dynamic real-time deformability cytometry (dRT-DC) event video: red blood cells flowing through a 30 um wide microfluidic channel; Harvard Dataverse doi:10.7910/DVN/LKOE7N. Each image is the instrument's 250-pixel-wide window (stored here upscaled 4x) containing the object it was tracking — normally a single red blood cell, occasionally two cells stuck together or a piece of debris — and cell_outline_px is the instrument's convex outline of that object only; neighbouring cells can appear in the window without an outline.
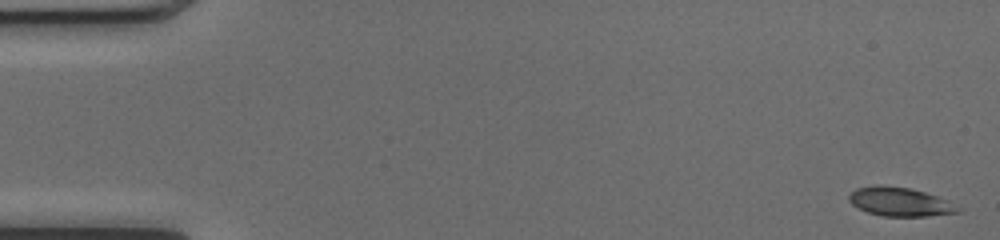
{"species": "common noctule bat (a hibernating species)", "species_latin": "Nyctalus noctula", "temperature_condition": "cold", "stored_images_in_passage": 50, "camera_frame_rate_fps": 3000, "um_per_image_px": 0.085, "animal": {"sex": "female", "body_mass_g": 17.0, "forearm_length_mm": 48.0}, "frame": {"image": 1, "passage_image": 1, "time_ms": 0.0, "image_size_px": [1000, 240], "cell_outline_px": [[960, 212], [928, 216], [884, 216], [868, 212], [852, 204], [848, 200], [848, 196], [856, 188], [876, 184], [880, 184], [908, 188], [924, 192], [936, 196], [960, 208]], "centroid_in_image_um": [76.44, 17.14], "position_along_channel_um": 8.6, "area_um2": 18.03}}
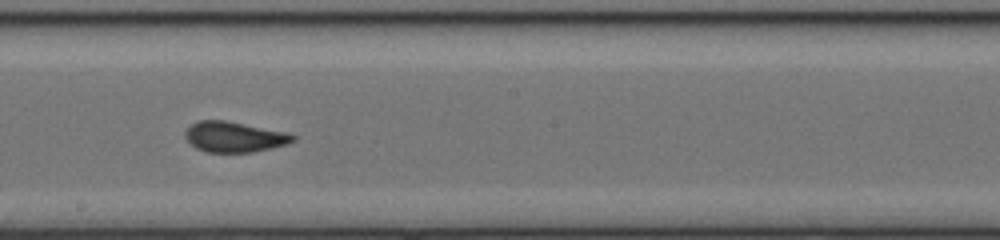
{"frame": {"image": 2, "passage_image": 28, "time_ms": 9.0, "image_size_px": [1000, 240], "cell_outline_px": [[296, 140], [288, 144], [272, 148], [252, 152], [208, 152], [196, 148], [184, 136], [184, 132], [192, 124], [200, 120], [224, 120], [288, 132], [296, 136]], "centroid_in_image_um": [19.95, 11.63], "position_along_channel_um": 228.2, "area_um2": 19.13}}
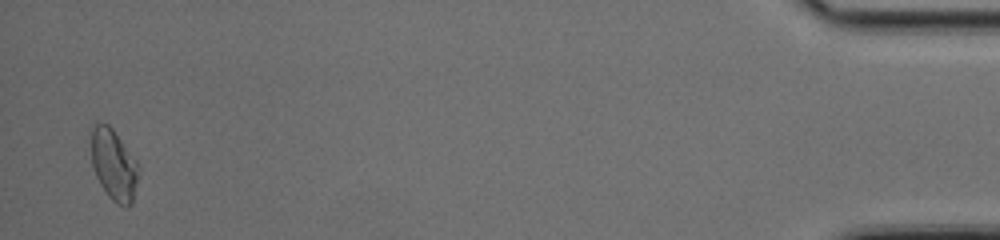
{"frame": {"image": 3, "passage_image": 49, "time_ms": 16.0, "image_size_px": [1000, 240], "cell_outline_px": [[140, 168], [132, 204], [128, 208], [124, 208], [116, 204], [108, 196], [100, 184], [96, 176], [92, 164], [92, 124], [108, 124], [112, 128], [136, 160]], "centroid_in_image_um": [9.7, 14.06], "position_along_channel_um": 425.5, "area_um2": 19.59}, "authors_computed_cell_mechanics": {"area_um2": 19.0162, "velocity_mm_per_s": 4.1199, "shape_relaxation_time_tau1_ms": 7.3578, "shape_relaxation_time_tau2_ms": null, "deformation_change_tau1": 0.1621, "deformation_change_tau2": null}}